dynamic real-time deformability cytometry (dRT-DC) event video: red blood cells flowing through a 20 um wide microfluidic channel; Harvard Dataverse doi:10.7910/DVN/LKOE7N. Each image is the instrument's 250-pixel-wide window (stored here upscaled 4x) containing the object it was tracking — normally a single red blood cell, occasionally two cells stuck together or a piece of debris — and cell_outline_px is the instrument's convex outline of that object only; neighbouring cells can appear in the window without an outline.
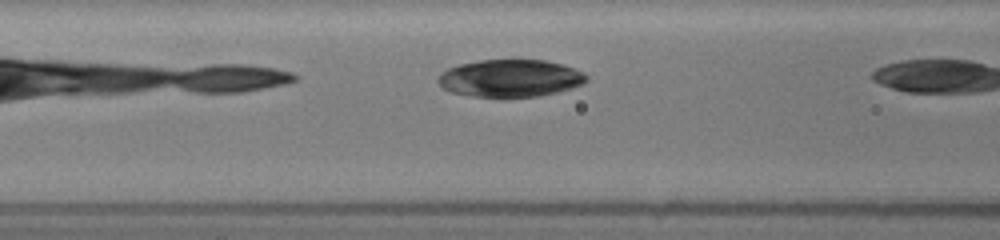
{"species": "common noctule bat (a hibernating species)", "species_latin": "Nyctalus noctula", "temperature_condition": "room temperature", "stored_images_in_passage": 7, "camera_frame_rate_fps": 3000, "um_per_image_px": 0.085, "animal": {"sex": "female", "body_mass_g": 19.5, "forearm_length_mm": 54.1}, "frame": {"image": 1, "passage_image": 6, "time_ms": 1.667, "image_size_px": [1000, 240], "cell_outline_px": [[588, 80], [584, 84], [572, 88], [556, 92], [536, 96], [500, 100], [472, 96], [448, 92], [436, 80], [448, 68], [460, 64], [480, 60], [544, 60], [560, 64], [584, 72], [588, 76]], "centroid_in_image_um": [43.37, 6.69], "position_along_channel_um": 123.2, "area_um2": 32.95}}